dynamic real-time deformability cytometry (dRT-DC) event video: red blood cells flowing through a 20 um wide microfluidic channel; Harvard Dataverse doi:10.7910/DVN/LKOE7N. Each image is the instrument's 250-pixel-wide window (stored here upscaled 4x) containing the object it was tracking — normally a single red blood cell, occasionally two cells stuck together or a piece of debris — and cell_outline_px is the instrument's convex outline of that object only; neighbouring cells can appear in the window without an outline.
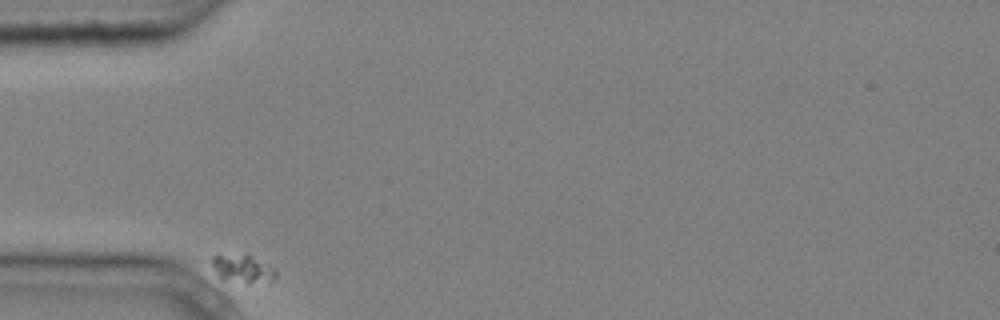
{"species": "common noctule bat (a hibernating species)", "species_latin": "Nyctalus noctula", "temperature_condition": "cold", "stored_images_in_passage": 4, "camera_frame_rate_fps": 3000, "um_per_image_px": 0.085, "animal": {"sex": "male", "body_mass_g": 20.4}, "frame": {"image": 1, "passage_image": 1, "time_ms": 0.0, "image_size_px": [1000, 320], "cell_outline_px": [[276, 276], [272, 280], [248, 284], [220, 280], [208, 260], [212, 256], [252, 256], [276, 268]], "centroid_in_image_um": [20.59, 22.89], "position_along_channel_um": 64.4, "area_um2": 10.52}}
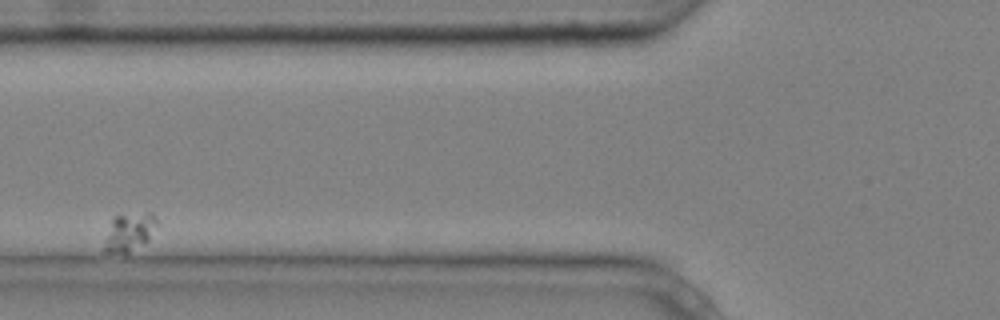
{"frame": {"image": 2, "passage_image": 3, "time_ms": 0.667, "image_size_px": [1000, 320], "cell_outline_px": [[156, 224], [148, 240], [144, 244], [128, 252], [104, 252], [104, 248], [112, 216], [148, 212], [152, 212], [156, 216]], "centroid_in_image_um": [11.0, 19.69], "position_along_channel_um": 114.8, "area_um2": 11.39}}